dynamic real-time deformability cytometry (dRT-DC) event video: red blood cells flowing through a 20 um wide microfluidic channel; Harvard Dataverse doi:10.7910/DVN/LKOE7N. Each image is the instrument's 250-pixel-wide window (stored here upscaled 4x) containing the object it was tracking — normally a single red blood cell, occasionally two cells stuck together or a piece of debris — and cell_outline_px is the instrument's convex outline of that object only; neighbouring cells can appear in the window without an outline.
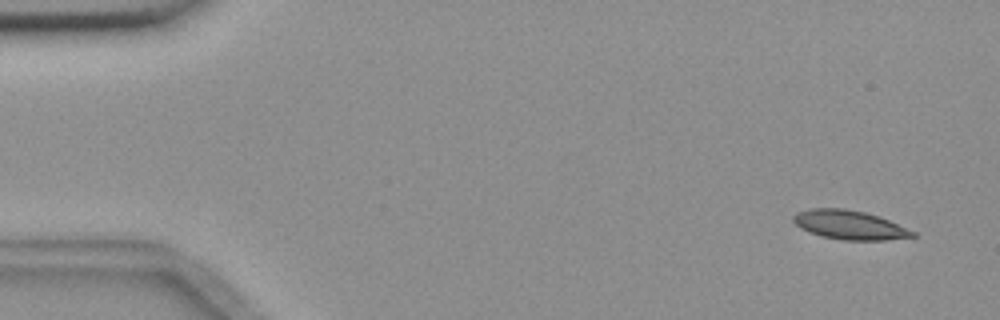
{"species": "common noctule bat (a hibernating species)", "species_latin": "Nyctalus noctula", "temperature_condition": "room temperature", "stored_images_in_passage": 55, "camera_frame_rate_fps": 3000, "um_per_image_px": 0.085, "animal": {"sex": "female", "body_mass_g": 18.4}, "frame": {"image": 1, "passage_image": 3, "time_ms": 0.667, "image_size_px": [1000, 320], "cell_outline_px": [[916, 236], [884, 240], [844, 240], [820, 236], [808, 232], [800, 228], [792, 220], [792, 216], [796, 212], [808, 208], [844, 208], [864, 212], [880, 216], [916, 232]], "centroid_in_image_um": [72.17, 19.11], "position_along_channel_um": 12.8, "area_um2": 20.35}}
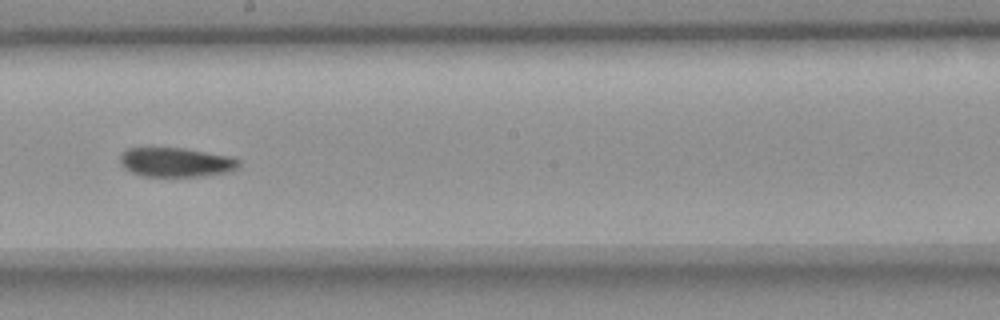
{"frame": {"image": 2, "passage_image": 31, "time_ms": 10.0, "image_size_px": [1000, 320], "cell_outline_px": [[240, 168], [228, 172], [204, 176], [140, 176], [124, 168], [120, 164], [120, 156], [128, 148], [184, 148], [232, 156], [240, 160]], "centroid_in_image_um": [15.0, 13.79], "position_along_channel_um": 233.2, "area_um2": 20.46}}
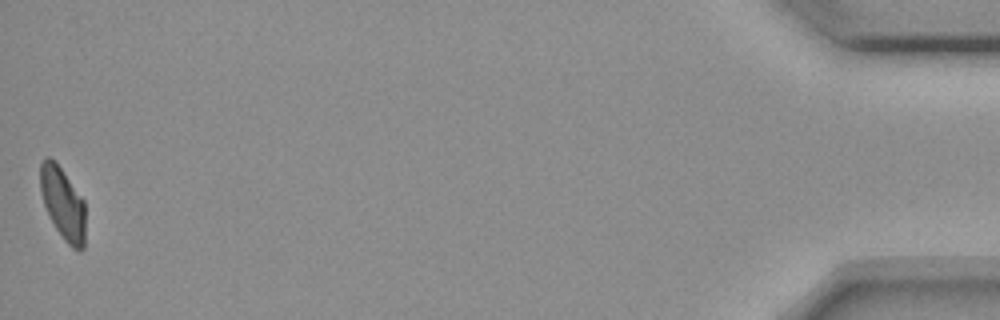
{"frame": {"image": 3, "passage_image": 55, "time_ms": 18.0, "image_size_px": [1000, 320], "cell_outline_px": [[84, 248], [80, 252], [72, 248], [64, 240], [56, 228], [44, 204], [40, 188], [40, 164], [44, 156], [48, 156], [56, 160], [84, 200]], "centroid_in_image_um": [5.34, 17.25], "position_along_channel_um": 429.9, "area_um2": 19.02}, "authors_computed_cell_mechanics": {"area_um2": 20.6346, "velocity_mm_per_s": 3.6508, "shape_relaxation_time_tau1_ms": 8.5266, "shape_relaxation_time_tau2_ms": 4.9309, "deformation_change_tau1": 0.1815, "deformation_change_tau2": 0.0995}}